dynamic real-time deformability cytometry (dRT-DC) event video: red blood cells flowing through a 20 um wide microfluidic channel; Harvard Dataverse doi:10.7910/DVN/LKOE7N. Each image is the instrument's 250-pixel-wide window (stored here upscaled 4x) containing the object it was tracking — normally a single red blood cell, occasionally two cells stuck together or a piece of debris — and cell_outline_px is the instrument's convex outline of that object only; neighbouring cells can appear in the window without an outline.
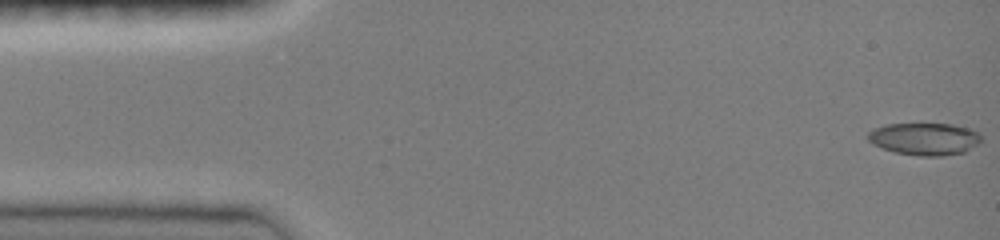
{"species": "common noctule bat (a hibernating species)", "species_latin": "Nyctalus noctula", "temperature_condition": "room temperature", "stored_images_in_passage": 48, "camera_frame_rate_fps": 3000, "um_per_image_px": 0.085, "animal": {"sex": "female", "body_mass_g": 19.0, "forearm_length_mm": 51.5}, "frame": {"image": 1, "passage_image": 1, "time_ms": 0.0, "image_size_px": [1000, 240], "cell_outline_px": [[980, 140], [976, 144], [964, 152], [940, 156], [920, 156], [892, 152], [872, 144], [868, 140], [868, 132], [884, 124], [952, 124], [968, 128], [976, 132], [980, 136]], "centroid_in_image_um": [78.53, 11.81], "position_along_channel_um": 6.5, "area_um2": 21.15}}
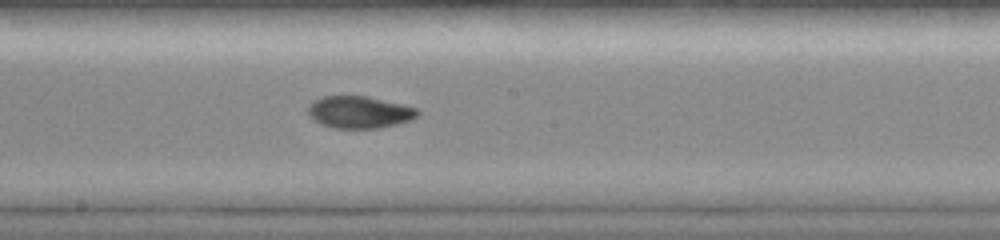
{"frame": {"image": 2, "passage_image": 26, "time_ms": 8.333, "image_size_px": [1000, 240], "cell_outline_px": [[420, 112], [416, 116], [408, 120], [396, 124], [380, 128], [336, 128], [320, 124], [312, 120], [308, 116], [308, 104], [312, 100], [324, 96], [368, 96], [416, 108]], "centroid_in_image_um": [30.47, 9.53], "position_along_channel_um": 217.7, "area_um2": 20.46}}
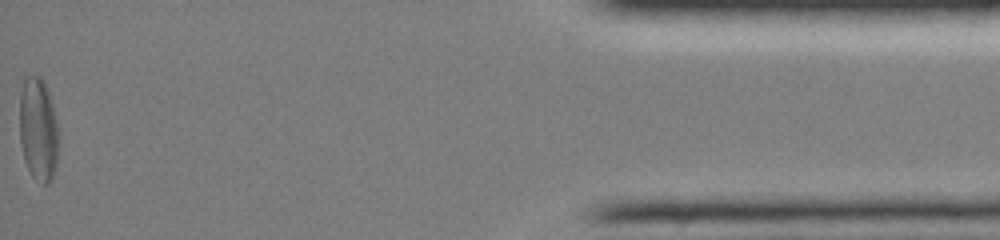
{"frame": {"image": 3, "passage_image": 48, "time_ms": 15.667, "image_size_px": [1000, 240], "cell_outline_px": [[60, 140], [56, 168], [52, 180], [48, 184], [44, 184], [32, 176], [24, 160], [20, 144], [20, 92], [24, 76], [40, 76], [44, 80], [48, 88], [52, 104]], "centroid_in_image_um": [3.27, 11.0], "position_along_channel_um": 431.9, "area_um2": 24.04}, "authors_computed_cell_mechanics": {"area_um2": 20.8658, "velocity_mm_per_s": 4.0366, "shape_relaxation_time_tau1_ms": 5.643, "shape_relaxation_time_tau2_ms": 5.5249, "deformation_change_tau1": 0.1743, "deformation_change_tau2": 0.0919}}